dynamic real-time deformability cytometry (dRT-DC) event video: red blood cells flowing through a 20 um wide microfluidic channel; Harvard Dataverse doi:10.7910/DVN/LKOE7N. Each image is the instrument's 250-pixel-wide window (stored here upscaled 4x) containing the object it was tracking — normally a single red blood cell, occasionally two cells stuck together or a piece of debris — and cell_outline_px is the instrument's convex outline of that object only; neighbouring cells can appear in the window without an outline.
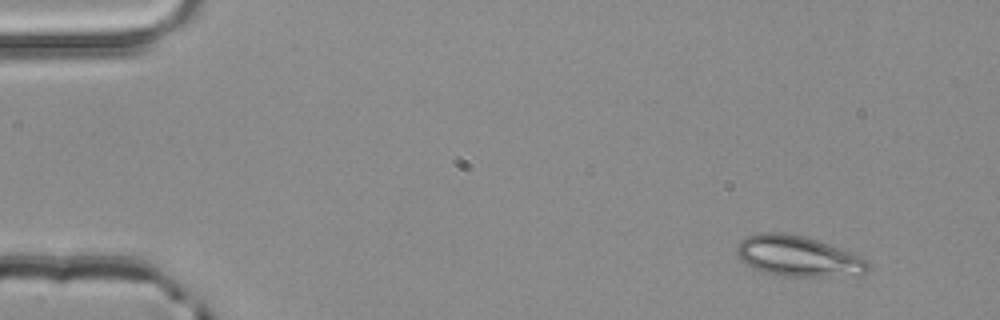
{"species": "common noctule bat (a hibernating species)", "species_latin": "Nyctalus noctula", "temperature_condition": "room temperature", "stored_images_in_passage": 3, "camera_frame_rate_fps": 3000, "um_per_image_px": 0.085, "animal": {"sex": "male", "body_mass_g": 20.4}, "frame": {"image": 1, "passage_image": 1, "time_ms": 0.0, "image_size_px": [1000, 320], "cell_outline_px": [[868, 272], [864, 276], [784, 276], [764, 272], [752, 268], [740, 260], [736, 252], [736, 248], [740, 240], [748, 236], [760, 232], [784, 232], [804, 236], [840, 248], [860, 256], [868, 260]], "centroid_in_image_um": [67.85, 21.78], "position_along_channel_um": 17.2, "area_um2": 31.33}}